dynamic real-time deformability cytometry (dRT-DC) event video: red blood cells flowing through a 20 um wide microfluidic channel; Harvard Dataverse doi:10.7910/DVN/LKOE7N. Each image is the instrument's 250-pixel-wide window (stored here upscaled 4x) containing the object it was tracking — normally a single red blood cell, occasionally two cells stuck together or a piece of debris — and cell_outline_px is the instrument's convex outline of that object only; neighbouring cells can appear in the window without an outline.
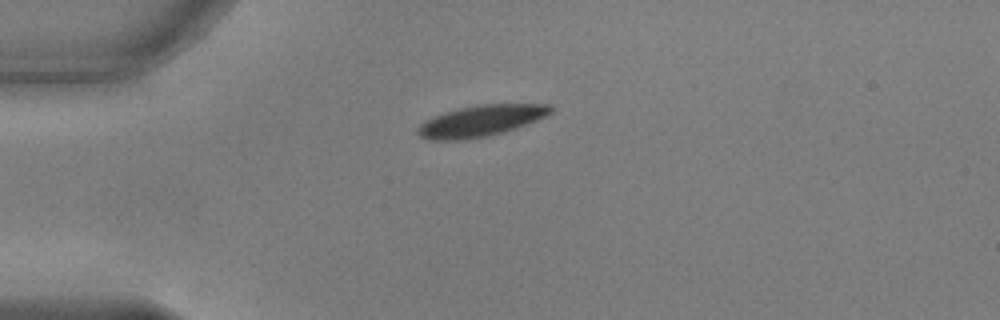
{"species": "common noctule bat (a hibernating species)", "species_latin": "Nyctalus noctula", "temperature_condition": "warm", "stored_images_in_passage": 35, "camera_frame_rate_fps": 3000, "um_per_image_px": 0.085, "animal": {"sex": "male", "body_mass_g": 17.9, "forearm_length_mm": 54.2}, "frame": {"image": 1, "passage_image": 1, "time_ms": 0.0, "image_size_px": [1000, 320], "cell_outline_px": [[556, 108], [552, 112], [536, 120], [516, 128], [488, 136], [464, 140], [428, 140], [420, 136], [416, 132], [416, 128], [424, 120], [432, 116], [444, 112], [460, 108], [480, 104], [552, 104]], "centroid_in_image_um": [40.85, 10.27], "position_along_channel_um": 44.2, "area_um2": 24.33}}
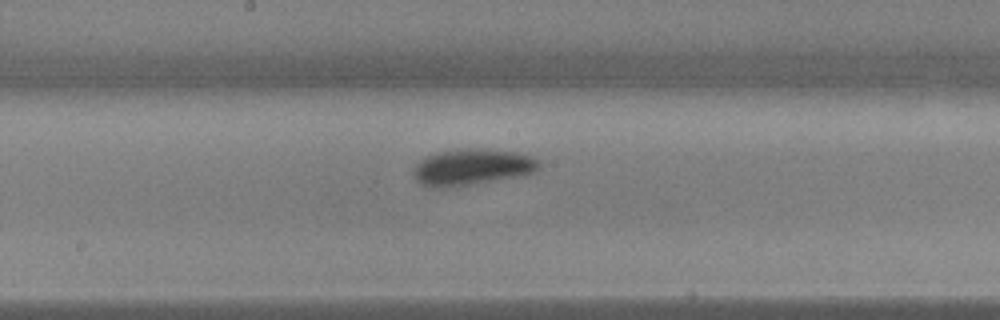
{"frame": {"image": 2, "passage_image": 16, "time_ms": 5.0, "image_size_px": [1000, 320], "cell_outline_px": [[540, 168], [536, 172], [524, 176], [472, 184], [444, 188], [432, 188], [420, 184], [416, 180], [412, 172], [412, 168], [424, 156], [436, 152], [468, 148], [480, 148], [520, 152], [532, 156], [540, 160]], "centroid_in_image_um": [40.15, 14.2], "position_along_channel_um": 208.1, "area_um2": 27.28}}
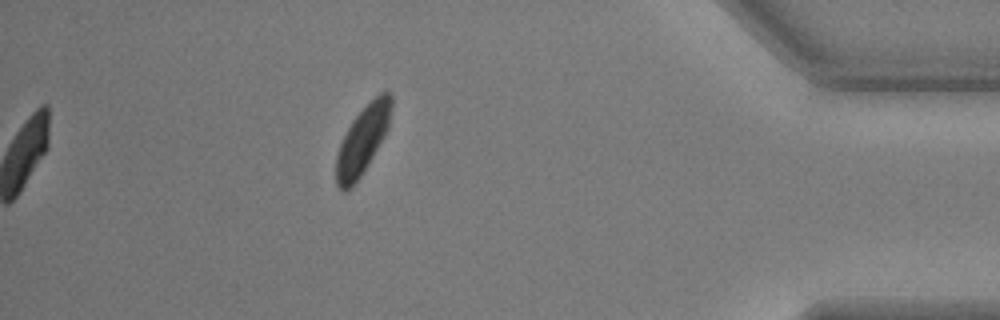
{"frame": {"image": 3, "passage_image": 35, "time_ms": 11.333, "image_size_px": [1000, 320], "cell_outline_px": [[392, 108], [388, 128], [384, 136], [360, 176], [352, 188], [344, 192], [336, 184], [336, 156], [340, 144], [352, 120], [380, 92], [388, 92], [392, 96]], "centroid_in_image_um": [30.81, 11.92], "position_along_channel_um": 404.4, "area_um2": 21.39}, "authors_computed_cell_mechanics": {"area_um2": 24.854, "velocity_mm_per_s": 3.7605, "shape_relaxation_time_tau1_ms": 3.2203, "shape_relaxation_time_tau2_ms": null, "deformation_change_tau1": 0.1387, "deformation_change_tau2": null}}